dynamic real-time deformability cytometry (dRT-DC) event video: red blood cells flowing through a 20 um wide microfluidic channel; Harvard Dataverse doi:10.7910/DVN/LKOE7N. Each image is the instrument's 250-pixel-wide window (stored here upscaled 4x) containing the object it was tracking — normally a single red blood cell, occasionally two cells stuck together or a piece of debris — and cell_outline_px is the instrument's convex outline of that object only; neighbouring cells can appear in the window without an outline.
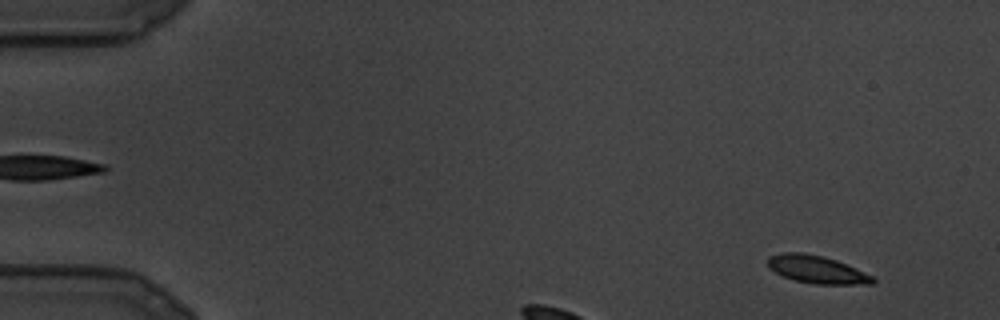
{"species": "common noctule bat (a hibernating species)", "species_latin": "Nyctalus noctula", "temperature_condition": "cold", "stored_images_in_passage": 19, "camera_frame_rate_fps": 3000, "um_per_image_px": 0.085, "animal": {"sex": "male", "body_mass_g": 19.5, "forearm_length_mm": 54.6}, "frame": {"image": 1, "passage_image": 9, "time_ms": 2.667, "image_size_px": [1000, 320], "cell_outline_px": [[876, 280], [872, 284], [816, 284], [796, 280], [784, 276], [768, 268], [768, 256], [780, 252], [804, 252], [824, 256], [836, 260], [872, 276]], "centroid_in_image_um": [69.39, 22.89], "position_along_channel_um": 15.6, "area_um2": 16.82}}